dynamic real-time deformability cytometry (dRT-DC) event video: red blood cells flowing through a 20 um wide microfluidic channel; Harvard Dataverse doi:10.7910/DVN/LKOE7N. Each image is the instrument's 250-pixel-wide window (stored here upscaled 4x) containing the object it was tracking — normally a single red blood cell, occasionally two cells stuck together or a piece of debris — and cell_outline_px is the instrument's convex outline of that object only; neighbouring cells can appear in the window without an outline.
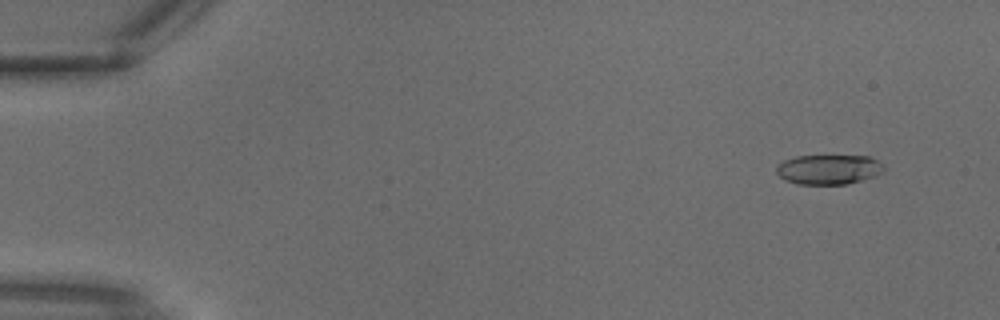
{"species": "common noctule bat (a hibernating species)", "species_latin": "Nyctalus noctula", "temperature_condition": "warm", "stored_images_in_passage": 30, "camera_frame_rate_fps": 3000, "um_per_image_px": 0.085, "animal": {"sex": "male", "body_mass_g": 18.8}, "frame": {"image": 1, "passage_image": 3, "time_ms": 0.667, "image_size_px": [1000, 320], "cell_outline_px": [[884, 172], [876, 176], [844, 184], [800, 184], [784, 180], [776, 172], [776, 168], [784, 160], [796, 156], [868, 156], [884, 164]], "centroid_in_image_um": [70.46, 14.4], "position_along_channel_um": 14.5, "area_um2": 18.55}}
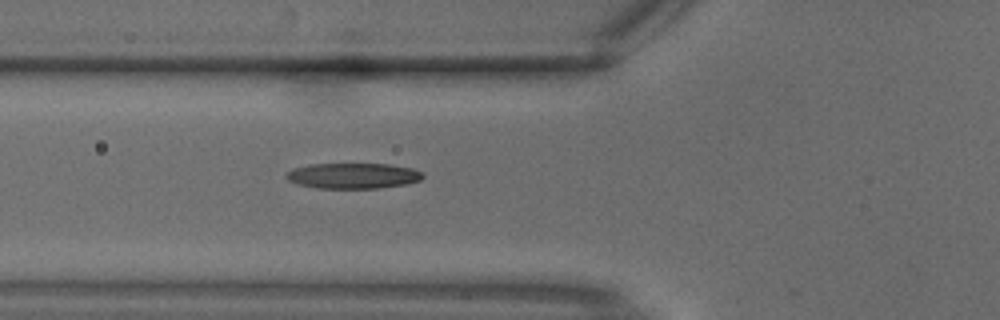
{"frame": {"image": 2, "passage_image": 12, "time_ms": 3.667, "image_size_px": [1000, 320], "cell_outline_px": [[424, 176], [420, 180], [404, 184], [380, 188], [316, 188], [300, 184], [288, 180], [284, 176], [292, 168], [308, 164], [388, 164], [412, 168], [424, 172]], "centroid_in_image_um": [30.01, 14.93], "position_along_channel_um": 95.8, "area_um2": 20.35}}
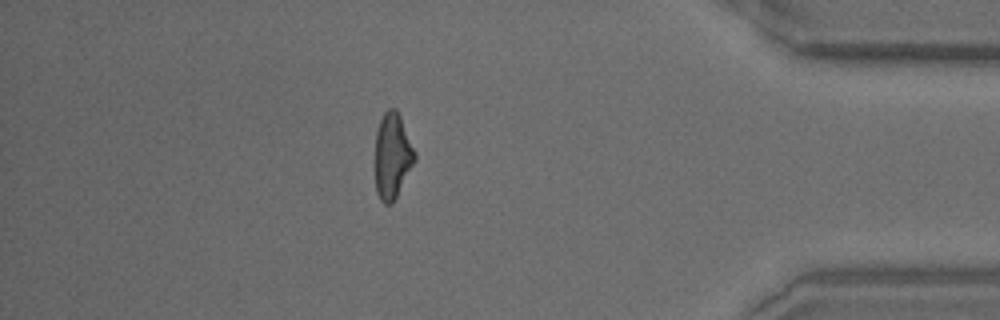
{"frame": {"image": 3, "passage_image": 27, "time_ms": 8.667, "image_size_px": [1000, 320], "cell_outline_px": [[416, 160], [392, 204], [384, 204], [380, 200], [376, 192], [376, 132], [380, 120], [384, 112], [388, 108], [396, 108], [400, 116], [416, 152]], "centroid_in_image_um": [33.36, 13.25], "position_along_channel_um": 401.8, "area_um2": 19.71}}